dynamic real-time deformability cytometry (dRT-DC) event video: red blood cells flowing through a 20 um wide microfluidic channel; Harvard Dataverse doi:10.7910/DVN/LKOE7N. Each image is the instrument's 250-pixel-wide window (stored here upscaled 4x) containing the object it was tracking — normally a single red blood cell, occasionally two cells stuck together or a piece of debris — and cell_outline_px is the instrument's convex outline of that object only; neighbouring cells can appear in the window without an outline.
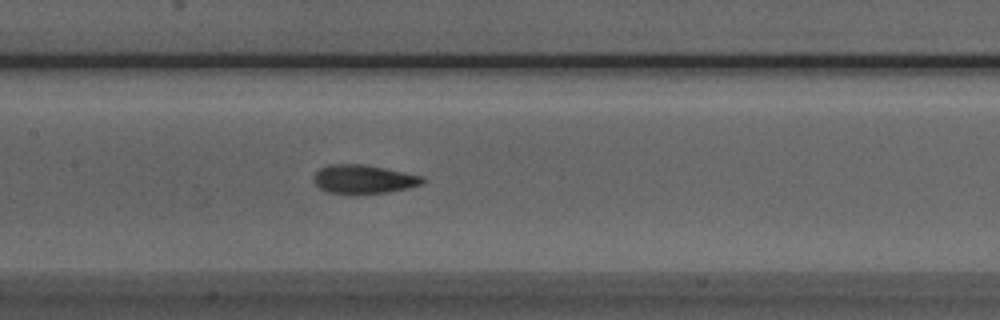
{"species": "Egyptian fruit bat (a non-hibernating species)", "species_latin": "Rousettus aegyptiacus", "temperature_condition": "room temperature", "stored_images_in_passage": 29, "camera_frame_rate_fps": 3000, "um_per_image_px": 0.085, "animal": {"sex": "male"}, "frame": {"image": 1, "passage_image": 16, "time_ms": 5.0, "image_size_px": [1000, 320], "cell_outline_px": [[424, 184], [408, 188], [388, 192], [356, 196], [348, 196], [324, 192], [312, 180], [312, 176], [320, 168], [328, 164], [360, 164], [384, 168], [424, 176]], "centroid_in_image_um": [30.86, 15.28], "position_along_channel_um": 176.5, "area_um2": 18.96}}
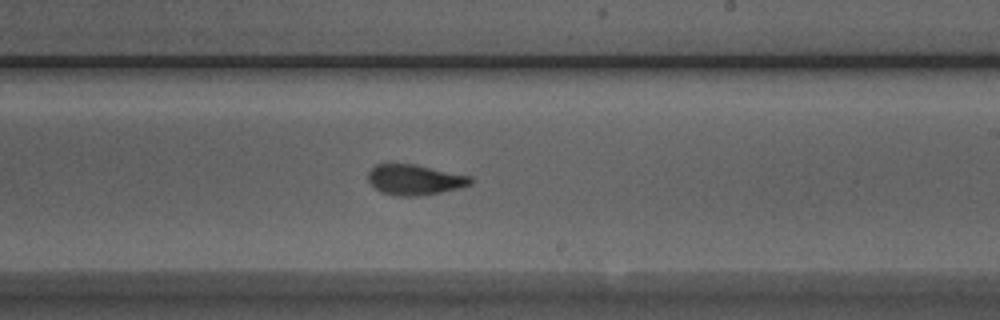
{"frame": {"image": 2, "passage_image": 22, "time_ms": 7.0, "image_size_px": [1000, 320], "cell_outline_px": [[472, 184], [460, 188], [440, 192], [416, 196], [396, 196], [380, 192], [368, 180], [368, 172], [376, 164], [392, 160], [416, 164], [472, 176]], "centroid_in_image_um": [35.22, 15.23], "position_along_channel_um": 253.8, "area_um2": 18.79}}
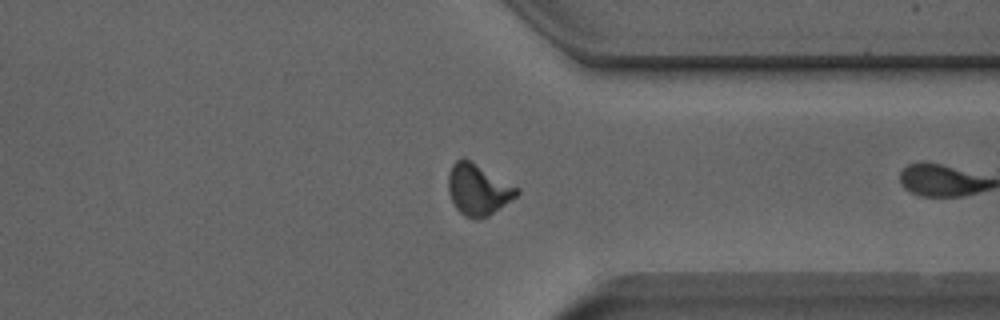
{"frame": {"image": 3, "passage_image": 28, "time_ms": 9.0, "image_size_px": [1000, 320], "cell_outline_px": [[520, 192], [516, 196], [500, 208], [488, 216], [476, 220], [464, 216], [456, 208], [448, 192], [448, 176], [452, 164], [456, 160], [464, 156], [520, 188]], "centroid_in_image_um": [40.63, 16.09], "position_along_channel_um": 370.8, "area_um2": 20.63}}